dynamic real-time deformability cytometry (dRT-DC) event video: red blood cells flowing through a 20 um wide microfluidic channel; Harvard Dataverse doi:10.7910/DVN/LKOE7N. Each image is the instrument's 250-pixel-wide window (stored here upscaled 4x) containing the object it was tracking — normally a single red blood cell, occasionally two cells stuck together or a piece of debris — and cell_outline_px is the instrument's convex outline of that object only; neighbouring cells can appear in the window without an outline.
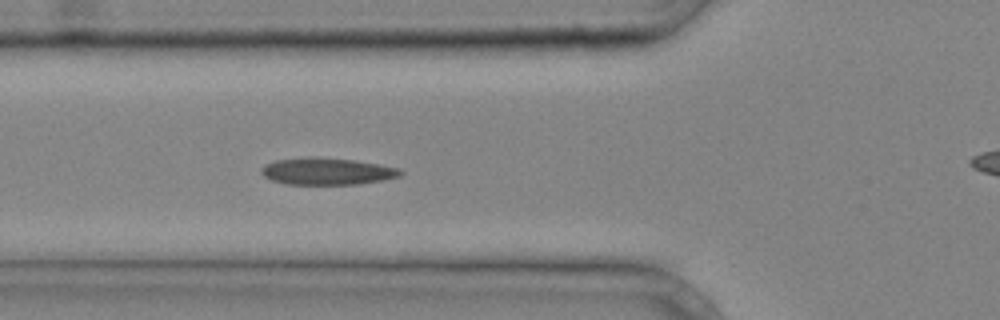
{"species": "common noctule bat (a hibernating species)", "species_latin": "Nyctalus noctula", "temperature_condition": "cold", "stored_images_in_passage": 27, "camera_frame_rate_fps": 3000, "um_per_image_px": 0.085, "animal": {"sex": "male", "body_mass_g": 20.4}, "frame": {"image": 1, "passage_image": 5, "time_ms": 1.333, "image_size_px": [1000, 320], "cell_outline_px": [[404, 172], [400, 176], [380, 180], [356, 184], [284, 184], [272, 180], [264, 176], [260, 172], [260, 168], [264, 164], [276, 160], [308, 156], [320, 156], [356, 160], [380, 164], [400, 168]], "centroid_in_image_um": [27.77, 14.54], "position_along_channel_um": 98.0, "area_um2": 22.14}}
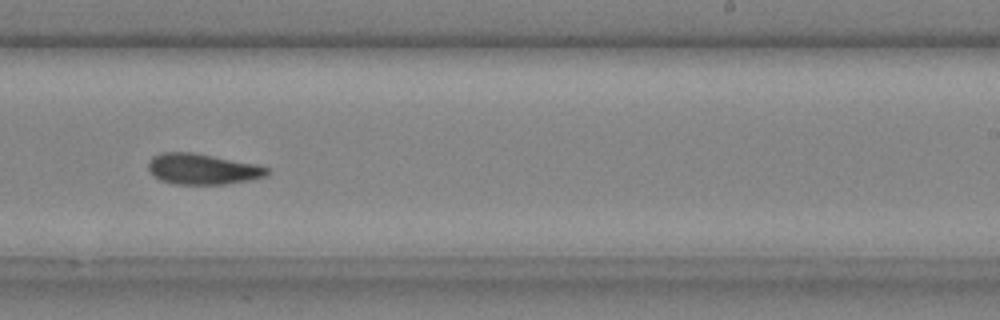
{"frame": {"image": 2, "passage_image": 16, "time_ms": 5.0, "image_size_px": [1000, 320], "cell_outline_px": [[268, 176], [248, 180], [224, 184], [176, 184], [160, 180], [148, 168], [148, 160], [152, 156], [160, 152], [192, 152], [256, 164], [268, 168]], "centroid_in_image_um": [17.19, 14.36], "position_along_channel_um": 271.8, "area_um2": 21.15}}